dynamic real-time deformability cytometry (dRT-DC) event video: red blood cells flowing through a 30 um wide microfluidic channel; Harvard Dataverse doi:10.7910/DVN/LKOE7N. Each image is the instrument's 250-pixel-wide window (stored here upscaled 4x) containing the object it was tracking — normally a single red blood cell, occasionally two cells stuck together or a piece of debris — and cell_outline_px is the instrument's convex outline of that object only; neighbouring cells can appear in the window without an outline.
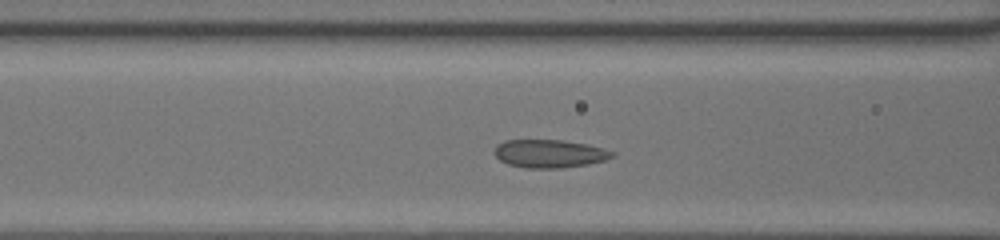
{"species": "common noctule bat (a hibernating species)", "species_latin": "Nyctalus noctula", "temperature_condition": "room temperature", "stored_images_in_passage": 32, "camera_frame_rate_fps": 3000, "um_per_image_px": 0.085, "animal": {"sex": "female", "body_mass_g": 20.0, "forearm_length_mm": 54.0}, "frame": {"image": 1, "passage_image": 10, "time_ms": 3.0, "image_size_px": [1000, 240], "cell_outline_px": [[616, 156], [604, 160], [588, 164], [560, 168], [524, 168], [508, 164], [500, 160], [492, 152], [496, 144], [504, 140], [564, 140], [588, 144], [604, 148], [616, 152]], "centroid_in_image_um": [46.71, 13.05], "position_along_channel_um": 119.9, "area_um2": 19.59}}
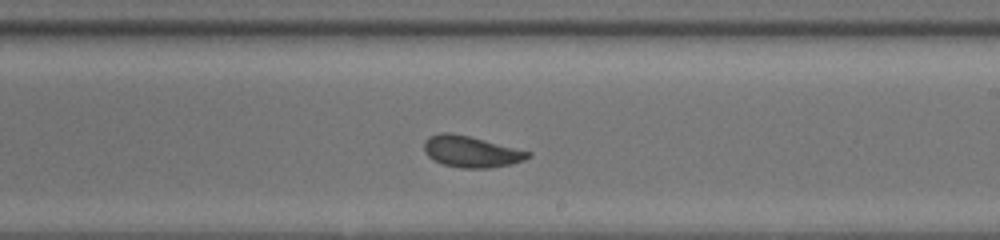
{"frame": {"image": 2, "passage_image": 19, "time_ms": 6.0, "image_size_px": [1000, 240], "cell_outline_px": [[532, 156], [524, 160], [508, 164], [488, 168], [464, 168], [444, 164], [432, 160], [424, 152], [424, 140], [428, 136], [440, 132], [452, 132], [532, 152]], "centroid_in_image_um": [40.0, 12.87], "position_along_channel_um": 249.0, "area_um2": 18.9}}
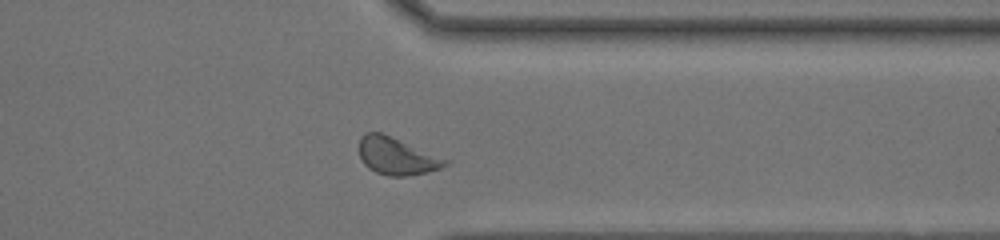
{"frame": {"image": 3, "passage_image": 28, "time_ms": 9.0, "image_size_px": [1000, 240], "cell_outline_px": [[452, 160], [448, 164], [440, 168], [424, 172], [404, 176], [388, 176], [376, 172], [368, 168], [364, 164], [360, 156], [360, 136], [364, 132], [380, 132]], "centroid_in_image_um": [33.73, 13.26], "position_along_channel_um": 377.7, "area_um2": 18.67}, "authors_computed_cell_mechanics": {"area_um2": 19.0162, "velocity_mm_per_s": 4.3116, "shape_relaxation_time_tau1_ms": 3.9991, "shape_relaxation_time_tau2_ms": 1.2041, "deformation_change_tau1": 0.1127, "deformation_change_tau2": 0.0529}}